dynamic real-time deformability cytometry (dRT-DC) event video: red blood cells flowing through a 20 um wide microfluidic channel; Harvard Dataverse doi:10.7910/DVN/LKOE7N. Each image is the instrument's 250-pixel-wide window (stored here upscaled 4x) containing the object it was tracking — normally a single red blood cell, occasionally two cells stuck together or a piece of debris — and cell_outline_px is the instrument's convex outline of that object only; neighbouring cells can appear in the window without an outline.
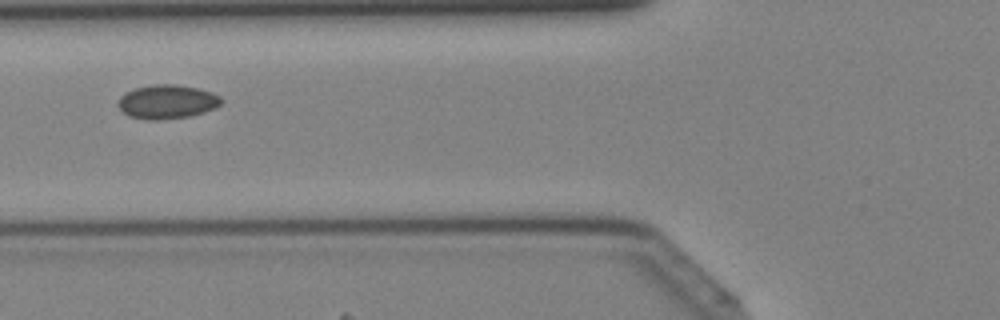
{"species": "Egyptian fruit bat (a non-hibernating species)", "species_latin": "Rousettus aegyptiacus", "temperature_condition": "cold", "stored_images_in_passage": 24, "camera_frame_rate_fps": 3000, "um_per_image_px": 0.085, "animal": {"sex": "female"}, "frame": {"image": 1, "passage_image": 4, "time_ms": 1.0, "image_size_px": [1000, 320], "cell_outline_px": [[224, 100], [216, 108], [204, 112], [188, 116], [156, 120], [148, 120], [128, 116], [116, 104], [120, 96], [124, 92], [136, 88], [152, 84], [176, 84], [200, 88], [212, 92], [220, 96]], "centroid_in_image_um": [14.21, 8.63], "position_along_channel_um": 111.6, "area_um2": 20.63}}
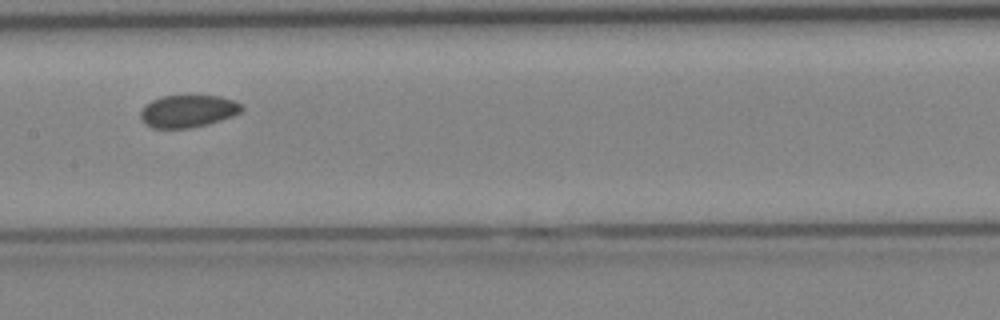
{"frame": {"image": 2, "passage_image": 9, "time_ms": 2.667, "image_size_px": [1000, 320], "cell_outline_px": [[244, 108], [240, 112], [232, 116], [208, 124], [188, 128], [152, 128], [144, 124], [140, 120], [140, 112], [144, 104], [160, 96], [220, 96], [244, 104]], "centroid_in_image_um": [15.94, 9.45], "position_along_channel_um": 191.5, "area_um2": 19.25}}
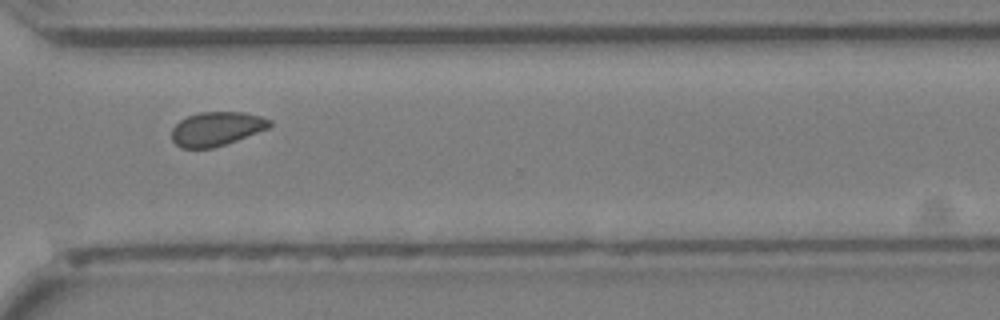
{"frame": {"image": 3, "passage_image": 19, "time_ms": 6.0, "image_size_px": [1000, 320], "cell_outline_px": [[272, 124], [268, 128], [236, 140], [212, 148], [180, 148], [172, 140], [172, 128], [180, 120], [188, 116], [200, 112], [244, 112], [260, 116], [272, 120]], "centroid_in_image_um": [18.39, 10.94], "position_along_channel_um": 352.2, "area_um2": 19.25}}